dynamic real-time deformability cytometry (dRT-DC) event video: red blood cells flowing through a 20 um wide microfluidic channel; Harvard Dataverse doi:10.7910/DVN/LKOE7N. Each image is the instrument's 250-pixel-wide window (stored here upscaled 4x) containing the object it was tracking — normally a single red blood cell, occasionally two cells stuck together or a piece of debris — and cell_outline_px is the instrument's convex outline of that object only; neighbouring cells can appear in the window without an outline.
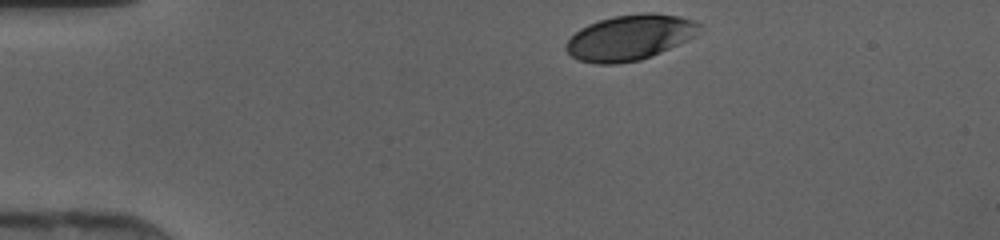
{"species": "human", "species_latin": "Homo sapiens", "temperature_condition": "cold", "stored_images_in_passage": 31, "camera_frame_rate_fps": 3000, "um_per_image_px": 0.085, "donor": {"sex": "female"}, "frame": {"image": 1, "passage_image": 1, "time_ms": 0.0, "image_size_px": [1000, 240], "cell_outline_px": [[700, 32], [696, 36], [688, 40], [652, 56], [640, 60], [616, 64], [596, 64], [576, 60], [564, 48], [564, 44], [580, 28], [588, 24], [600, 20], [616, 16], [644, 12], [652, 12], [680, 16], [696, 20], [700, 24]], "centroid_in_image_um": [53.55, 3.19], "position_along_channel_um": 31.4, "area_um2": 35.6}}
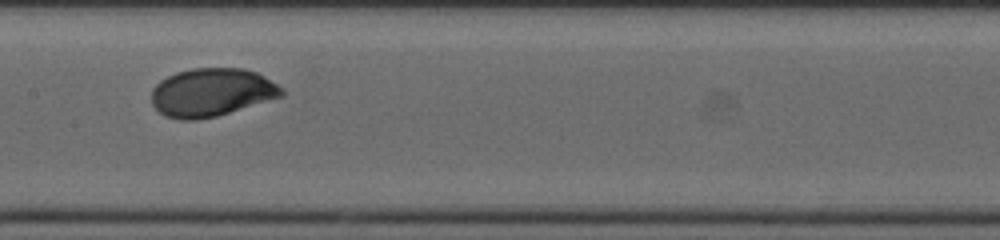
{"frame": {"image": 2, "passage_image": 16, "time_ms": 5.0, "image_size_px": [1000, 240], "cell_outline_px": [[284, 96], [216, 116], [196, 120], [180, 120], [164, 116], [152, 104], [152, 88], [160, 80], [176, 72], [192, 68], [244, 68], [256, 72], [264, 76], [284, 88]], "centroid_in_image_um": [17.99, 7.85], "position_along_channel_um": 189.4, "area_um2": 36.7}}
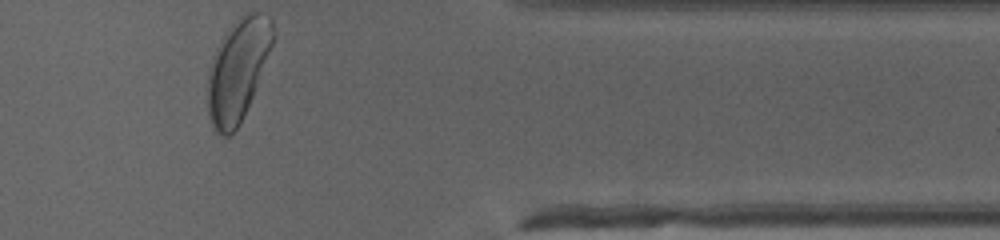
{"frame": {"image": 3, "passage_image": 31, "time_ms": 10.0, "image_size_px": [1000, 240], "cell_outline_px": [[276, 36], [252, 96], [240, 124], [228, 136], [220, 136], [212, 128], [208, 116], [208, 68], [212, 56], [220, 40], [232, 24], [244, 12], [264, 12], [272, 20], [276, 32]], "centroid_in_image_um": [20.21, 5.91], "position_along_channel_um": 391.2, "area_um2": 38.96}}